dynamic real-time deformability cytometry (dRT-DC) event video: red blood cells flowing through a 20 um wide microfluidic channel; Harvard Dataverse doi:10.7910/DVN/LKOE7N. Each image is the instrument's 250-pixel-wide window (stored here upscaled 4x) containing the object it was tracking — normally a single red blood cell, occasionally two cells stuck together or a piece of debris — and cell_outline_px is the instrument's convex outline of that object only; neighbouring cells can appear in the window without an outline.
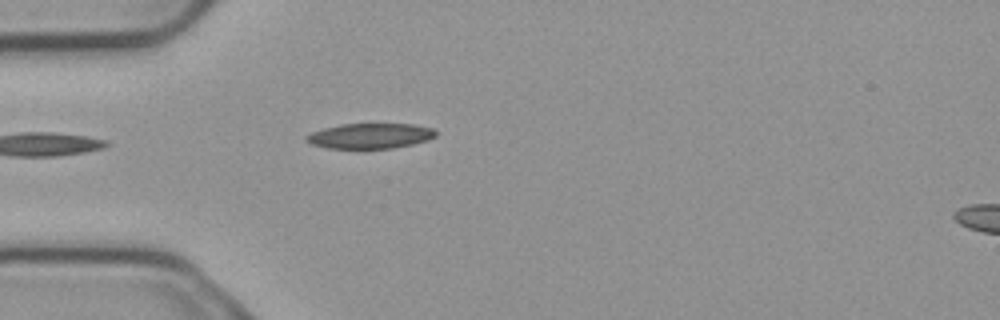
{"species": "common noctule bat (a hibernating species)", "species_latin": "Nyctalus noctula", "temperature_condition": "cold", "stored_images_in_passage": 4, "camera_frame_rate_fps": 3000, "um_per_image_px": 0.085, "animal": {"sex": "male", "body_mass_g": 23.1, "forearm_length_mm": 52.7}, "frame": {"image": 1, "passage_image": 4, "time_ms": 1.0, "image_size_px": [1000, 320], "cell_outline_px": [[436, 136], [428, 140], [412, 144], [392, 148], [328, 148], [312, 144], [304, 140], [304, 136], [312, 132], [324, 128], [340, 124], [412, 124], [432, 128], [436, 132]], "centroid_in_image_um": [31.44, 11.55], "position_along_channel_um": 53.6, "area_um2": 18.96}}